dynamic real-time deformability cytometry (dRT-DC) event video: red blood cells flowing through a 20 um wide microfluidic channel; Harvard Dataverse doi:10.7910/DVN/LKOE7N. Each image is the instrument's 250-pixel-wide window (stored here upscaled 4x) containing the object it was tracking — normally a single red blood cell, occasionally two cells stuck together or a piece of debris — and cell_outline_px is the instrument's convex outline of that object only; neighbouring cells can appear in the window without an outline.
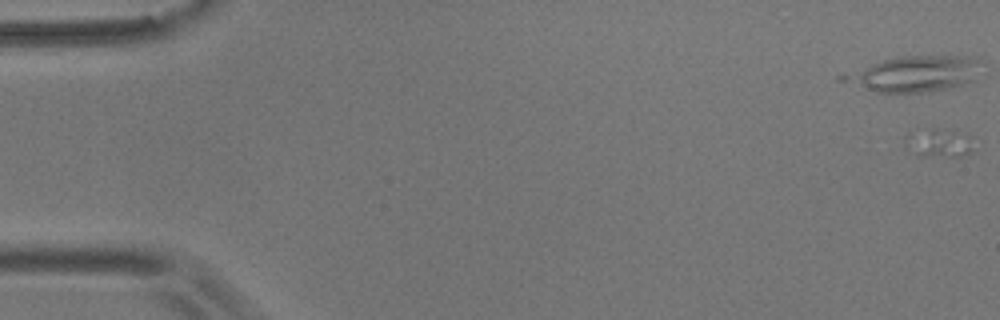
{"species": "common noctule bat (a hibernating species)", "species_latin": "Nyctalus noctula", "temperature_condition": "room temperature", "stored_images_in_passage": 10, "camera_frame_rate_fps": 3000, "um_per_image_px": 0.085, "animal": {"sex": "male", "body_mass_g": 17.9}, "frame": {"image": 1, "passage_image": 1, "time_ms": 0.0, "image_size_px": [1000, 320], "cell_outline_px": [[972, 136], [968, 152], [960, 156], [916, 156], [904, 148], [904, 136], [928, 128], [936, 128]], "centroid_in_image_um": [79.66, 12.16], "position_along_channel_um": 5.3, "area_um2": 11.21}}